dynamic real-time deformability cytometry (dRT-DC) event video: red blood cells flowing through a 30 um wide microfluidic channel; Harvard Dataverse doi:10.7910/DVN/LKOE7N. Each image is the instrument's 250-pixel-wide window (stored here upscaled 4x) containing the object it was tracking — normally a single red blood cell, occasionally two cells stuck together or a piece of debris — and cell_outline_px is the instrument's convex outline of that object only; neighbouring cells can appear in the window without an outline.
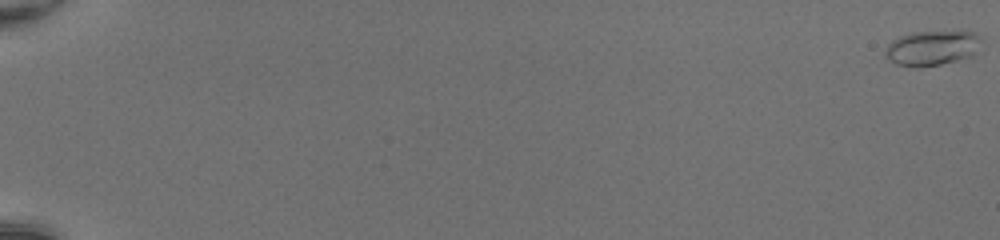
{"species": "common noctule bat (a hibernating species)", "species_latin": "Nyctalus noctula", "temperature_condition": "room temperature", "stored_images_in_passage": 53, "camera_frame_rate_fps": 3000, "um_per_image_px": 0.085, "animal": {"sex": "female", "body_mass_g": 20.0, "forearm_length_mm": 54.0}, "frame": {"image": 1, "passage_image": 1, "time_ms": 0.0, "image_size_px": [1000, 240], "cell_outline_px": [[984, 40], [976, 52], [972, 56], [940, 64], [920, 68], [912, 68], [896, 64], [888, 60], [884, 56], [884, 52], [888, 44], [892, 40], [900, 36], [912, 32], [976, 32]], "centroid_in_image_um": [79.21, 4.1], "position_along_channel_um": 5.8, "area_um2": 19.83}}
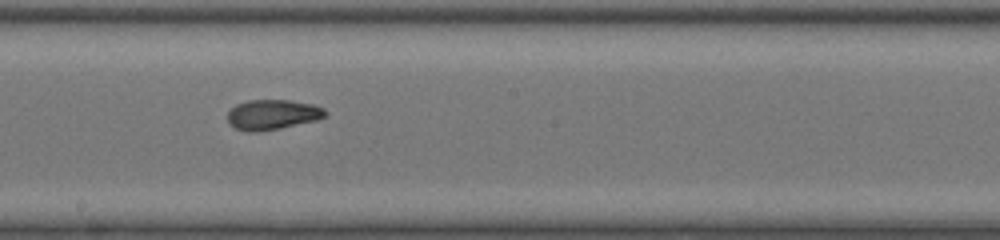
{"frame": {"image": 2, "passage_image": 33, "time_ms": 10.667, "image_size_px": [1000, 240], "cell_outline_px": [[328, 112], [324, 116], [316, 120], [280, 128], [256, 132], [248, 132], [236, 128], [228, 124], [228, 112], [236, 104], [248, 100], [288, 100], [312, 104], [324, 108]], "centroid_in_image_um": [23.14, 9.74], "position_along_channel_um": 225.1, "area_um2": 17.05}}
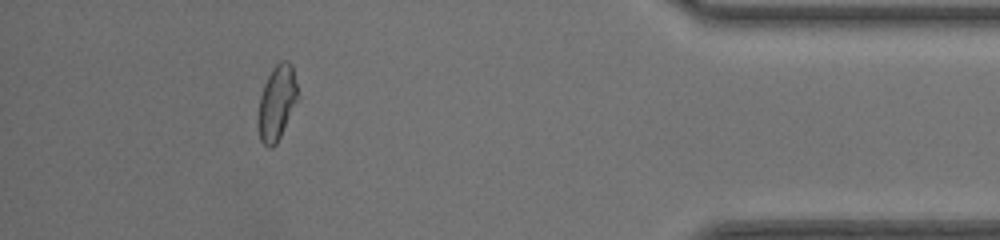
{"frame": {"image": 3, "passage_image": 49, "time_ms": 16.0, "image_size_px": [1000, 240], "cell_outline_px": [[296, 100], [280, 136], [276, 144], [272, 148], [268, 148], [260, 140], [260, 96], [264, 84], [272, 68], [280, 60], [288, 60], [292, 64], [296, 84]], "centroid_in_image_um": [23.53, 8.68], "position_along_channel_um": 411.7, "area_um2": 16.42}, "authors_computed_cell_mechanics": {"area_um2": 17.1088, "velocity_mm_per_s": 4.2377, "shape_relaxation_time_tau1_ms": 3.8488, "shape_relaxation_time_tau2_ms": 1.6867, "deformation_change_tau1": 0.1533, "deformation_change_tau2": 0.0734}}